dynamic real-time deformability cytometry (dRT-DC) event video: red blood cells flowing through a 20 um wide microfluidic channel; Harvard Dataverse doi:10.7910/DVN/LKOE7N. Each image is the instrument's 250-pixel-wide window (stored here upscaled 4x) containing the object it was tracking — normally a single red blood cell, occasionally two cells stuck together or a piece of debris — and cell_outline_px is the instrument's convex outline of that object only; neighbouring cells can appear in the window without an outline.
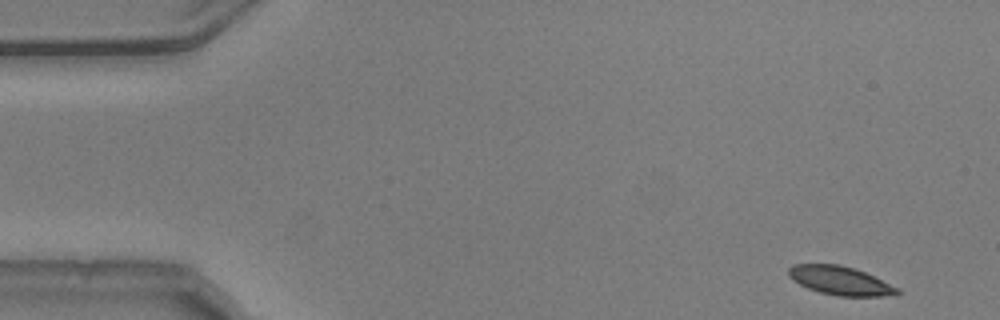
{"species": "common noctule bat (a hibernating species)", "species_latin": "Nyctalus noctula", "temperature_condition": "warm", "stored_images_in_passage": 53, "camera_frame_rate_fps": 3000, "um_per_image_px": 0.085, "animal": {"sex": "male", "body_mass_g": 20.5, "forearm_length_mm": 52.5}, "frame": {"image": 1, "passage_image": 1, "time_ms": 0.0, "image_size_px": [1000, 320], "cell_outline_px": [[900, 292], [880, 296], [836, 296], [820, 292], [808, 288], [792, 280], [788, 276], [788, 268], [792, 264], [840, 264], [864, 272], [900, 288]], "centroid_in_image_um": [71.37, 23.84], "position_along_channel_um": 13.6, "area_um2": 18.03}}
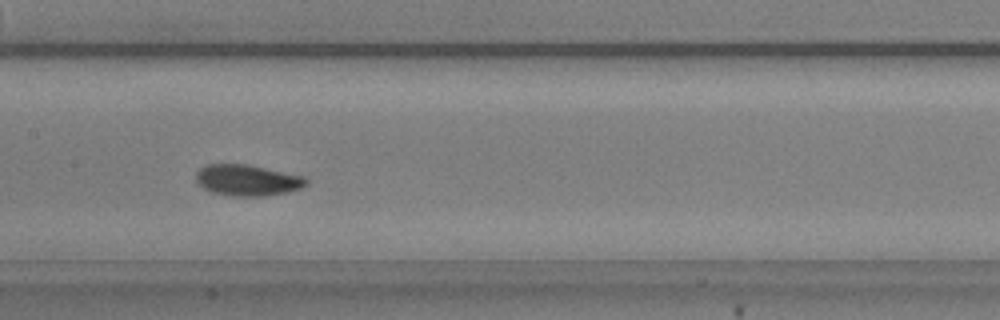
{"frame": {"image": 2, "passage_image": 24, "time_ms": 7.667, "image_size_px": [1000, 320], "cell_outline_px": [[308, 184], [300, 188], [288, 192], [264, 196], [232, 196], [208, 192], [196, 180], [196, 172], [204, 164], [248, 164], [304, 176], [308, 180]], "centroid_in_image_um": [21.02, 15.32], "position_along_channel_um": 186.4, "area_um2": 20.17}}
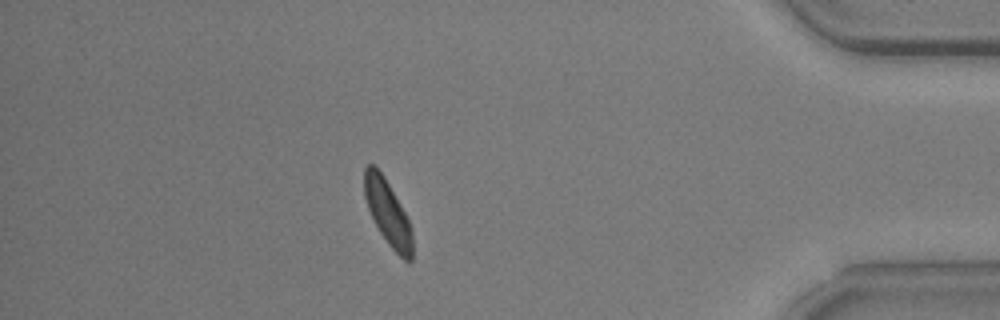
{"frame": {"image": 3, "passage_image": 45, "time_ms": 14.667, "image_size_px": [1000, 320], "cell_outline_px": [[412, 260], [404, 260], [388, 244], [380, 232], [368, 208], [364, 196], [364, 168], [368, 164], [376, 164], [384, 176], [404, 212], [412, 228]], "centroid_in_image_um": [32.94, 18.04], "position_along_channel_um": 402.3, "area_um2": 17.98}, "authors_computed_cell_mechanics": {"area_um2": 19.1896, "velocity_mm_per_s": 3.7141, "shape_relaxation_time_tau1_ms": 2.3879, "shape_relaxation_time_tau2_ms": 2.8766, "deformation_change_tau1": 0.1323, "deformation_change_tau2": 0.0733}}